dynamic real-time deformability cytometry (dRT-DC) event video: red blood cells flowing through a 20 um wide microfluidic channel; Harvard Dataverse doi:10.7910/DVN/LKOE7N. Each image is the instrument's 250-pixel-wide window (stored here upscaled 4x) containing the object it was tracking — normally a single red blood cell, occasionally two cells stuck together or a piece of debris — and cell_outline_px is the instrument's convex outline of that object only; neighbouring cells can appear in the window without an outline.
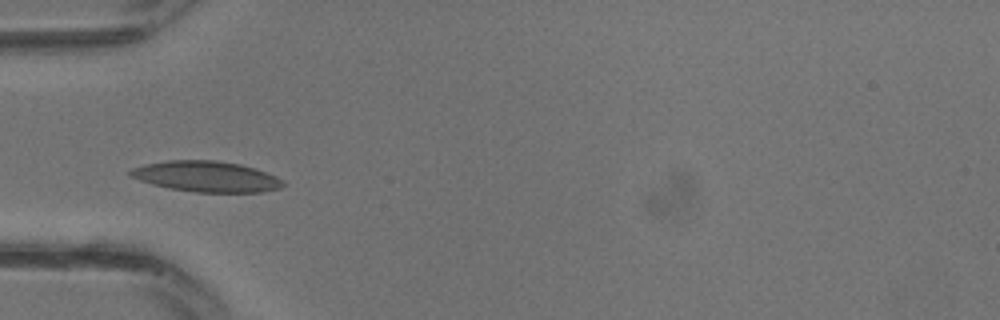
{"species": "common noctule bat (a hibernating species)", "species_latin": "Nyctalus noctula", "temperature_condition": "warm", "stored_images_in_passage": 17, "camera_frame_rate_fps": 3000, "um_per_image_px": 0.085, "animal": {"sex": "male", "body_mass_g": 13.3}, "frame": {"image": 1, "passage_image": 8, "time_ms": 2.333, "image_size_px": [1000, 320], "cell_outline_px": [[284, 184], [280, 188], [260, 192], [196, 192], [168, 188], [152, 184], [140, 180], [132, 176], [128, 172], [132, 168], [144, 164], [168, 160], [216, 160], [240, 164], [256, 168], [276, 176], [284, 180]], "centroid_in_image_um": [17.56, 15.0], "position_along_channel_um": 67.4, "area_um2": 27.34}}
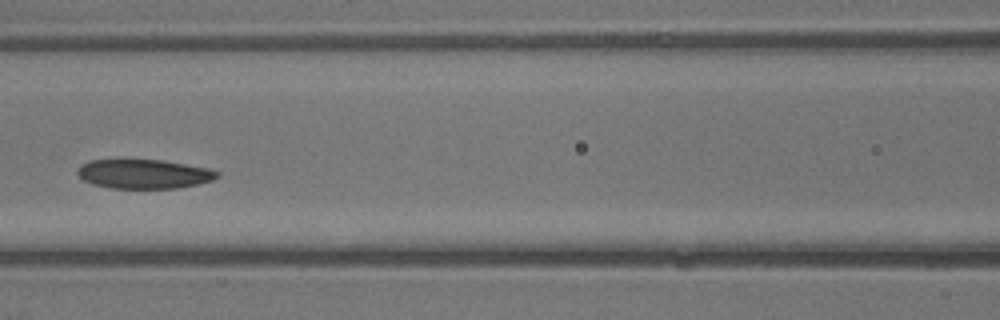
{"frame": {"image": 2, "passage_image": 12, "time_ms": 3.667, "image_size_px": [1000, 320], "cell_outline_px": [[220, 176], [212, 180], [196, 184], [176, 188], [108, 188], [92, 184], [84, 180], [76, 172], [80, 164], [88, 160], [160, 160], [208, 168], [220, 172]], "centroid_in_image_um": [12.2, 14.79], "position_along_channel_um": 154.4, "area_um2": 23.7}}
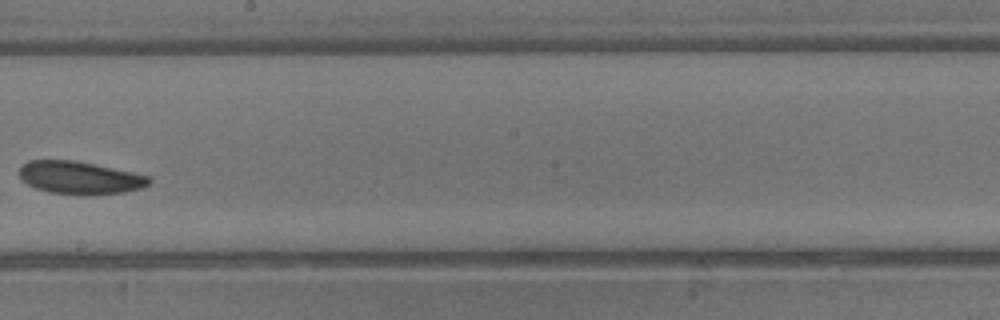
{"frame": {"image": 3, "passage_image": 16, "time_ms": 5.0, "image_size_px": [1000, 320], "cell_outline_px": [[152, 180], [148, 184], [140, 188], [124, 192], [80, 196], [48, 192], [36, 188], [28, 184], [20, 176], [20, 168], [28, 160], [72, 160], [152, 176]], "centroid_in_image_um": [6.8, 15.12], "position_along_channel_um": 241.4, "area_um2": 24.68}}